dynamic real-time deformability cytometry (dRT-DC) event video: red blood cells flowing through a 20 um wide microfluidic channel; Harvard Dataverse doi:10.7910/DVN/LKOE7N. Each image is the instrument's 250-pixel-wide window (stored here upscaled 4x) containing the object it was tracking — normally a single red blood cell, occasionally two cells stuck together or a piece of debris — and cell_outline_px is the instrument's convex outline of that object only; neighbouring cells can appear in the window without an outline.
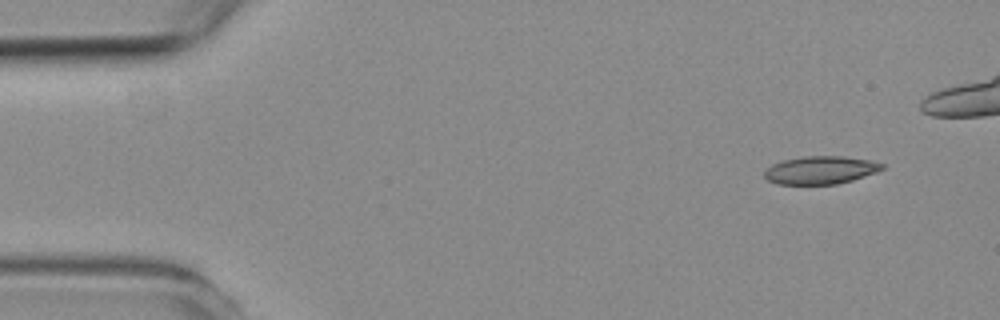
{"species": "common noctule bat (a hibernating species)", "species_latin": "Nyctalus noctula", "temperature_condition": "room temperature", "stored_images_in_passage": 5, "camera_frame_rate_fps": 3000, "um_per_image_px": 0.085, "animal": {"sex": "female", "body_mass_g": 19.3, "forearm_length_mm": 54.1}, "frame": {"image": 1, "passage_image": 1, "time_ms": 0.0, "image_size_px": [1000, 320], "cell_outline_px": [[884, 168], [876, 172], [852, 180], [836, 184], [776, 184], [768, 180], [764, 176], [764, 172], [772, 164], [784, 160], [804, 156], [844, 156], [872, 160], [884, 164]], "centroid_in_image_um": [69.76, 14.45], "position_along_channel_um": 15.2, "area_um2": 19.13}}